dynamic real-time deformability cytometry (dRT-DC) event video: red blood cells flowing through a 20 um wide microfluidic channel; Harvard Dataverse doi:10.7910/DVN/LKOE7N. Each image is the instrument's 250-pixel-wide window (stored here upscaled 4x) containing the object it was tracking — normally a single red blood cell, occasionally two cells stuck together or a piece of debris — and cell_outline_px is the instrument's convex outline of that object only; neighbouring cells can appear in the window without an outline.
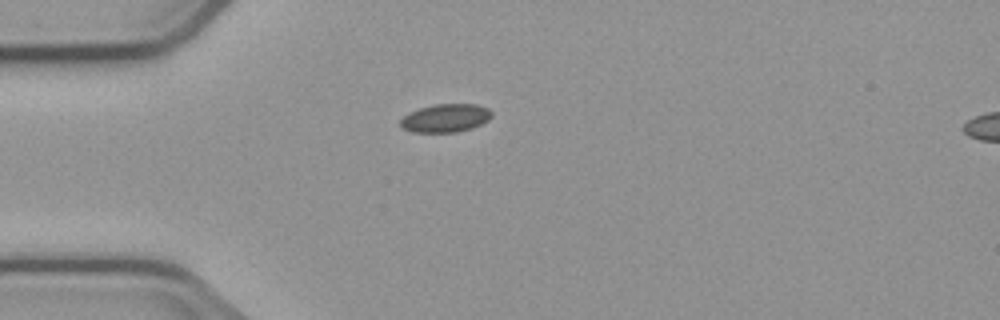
{"species": "common noctule bat (a hibernating species)", "species_latin": "Nyctalus noctula", "temperature_condition": "cold", "stored_images_in_passage": 3, "camera_frame_rate_fps": 3000, "um_per_image_px": 0.085, "animal": {"sex": "male", "body_mass_g": 23.1, "forearm_length_mm": 52.7}, "frame": {"image": 1, "passage_image": 1, "time_ms": 0.0, "image_size_px": [1000, 320], "cell_outline_px": [[492, 116], [488, 120], [472, 128], [456, 132], [412, 132], [404, 128], [400, 124], [400, 120], [408, 112], [432, 104], [476, 104], [488, 108], [492, 112]], "centroid_in_image_um": [37.87, 10.03], "position_along_channel_um": 47.1, "area_um2": 15.03}}
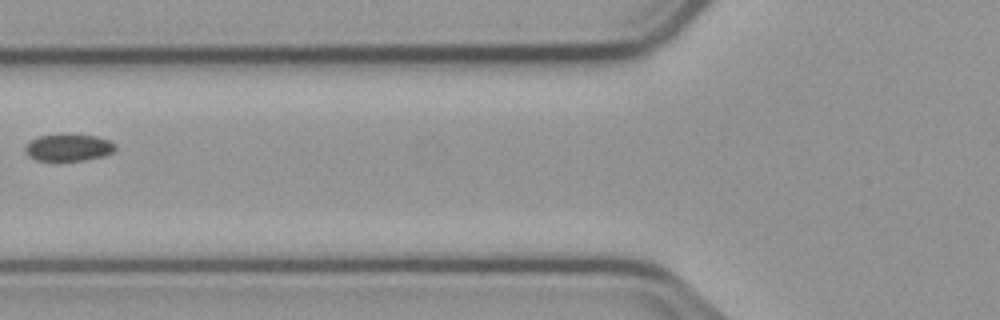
{"frame": {"image": 2, "passage_image": 3, "time_ms": 2.333, "image_size_px": [1000, 320], "cell_outline_px": [[116, 148], [112, 152], [104, 156], [84, 160], [36, 160], [28, 156], [24, 148], [32, 140], [40, 136], [60, 132], [72, 132], [96, 136], [108, 140], [116, 144]], "centroid_in_image_um": [5.84, 12.49], "position_along_channel_um": 120.0, "area_um2": 14.57}}